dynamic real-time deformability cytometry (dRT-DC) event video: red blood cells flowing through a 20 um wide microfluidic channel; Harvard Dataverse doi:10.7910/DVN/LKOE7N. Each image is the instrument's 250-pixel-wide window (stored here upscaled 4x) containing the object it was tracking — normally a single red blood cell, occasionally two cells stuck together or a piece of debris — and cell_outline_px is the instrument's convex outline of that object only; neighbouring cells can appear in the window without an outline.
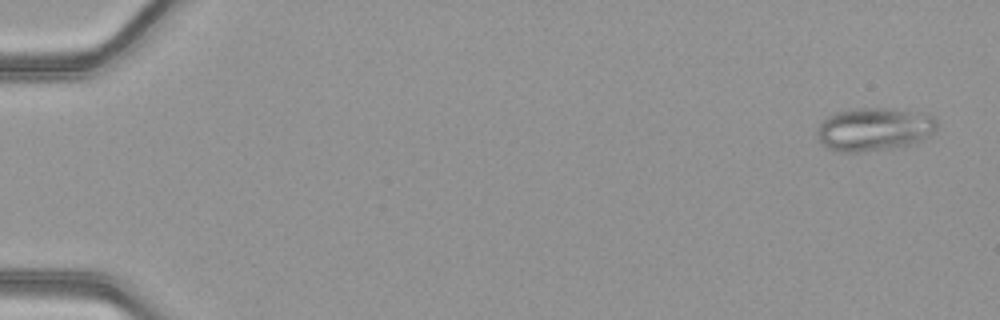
{"species": "common noctule bat (a hibernating species)", "species_latin": "Nyctalus noctula", "temperature_condition": "warm", "stored_images_in_passage": 17, "camera_frame_rate_fps": 3000, "um_per_image_px": 0.085, "animal": {"sex": "female", "body_mass_g": 21.9}, "frame": {"image": 1, "passage_image": 3, "time_ms": 0.667, "image_size_px": [1000, 320], "cell_outline_px": [[936, 132], [904, 148], [864, 152], [836, 152], [820, 144], [816, 136], [816, 132], [820, 124], [828, 116], [836, 112], [856, 108], [892, 108], [932, 116], [936, 120]], "centroid_in_image_um": [74.27, 11.02], "position_along_channel_um": 10.7, "area_um2": 30.63}}